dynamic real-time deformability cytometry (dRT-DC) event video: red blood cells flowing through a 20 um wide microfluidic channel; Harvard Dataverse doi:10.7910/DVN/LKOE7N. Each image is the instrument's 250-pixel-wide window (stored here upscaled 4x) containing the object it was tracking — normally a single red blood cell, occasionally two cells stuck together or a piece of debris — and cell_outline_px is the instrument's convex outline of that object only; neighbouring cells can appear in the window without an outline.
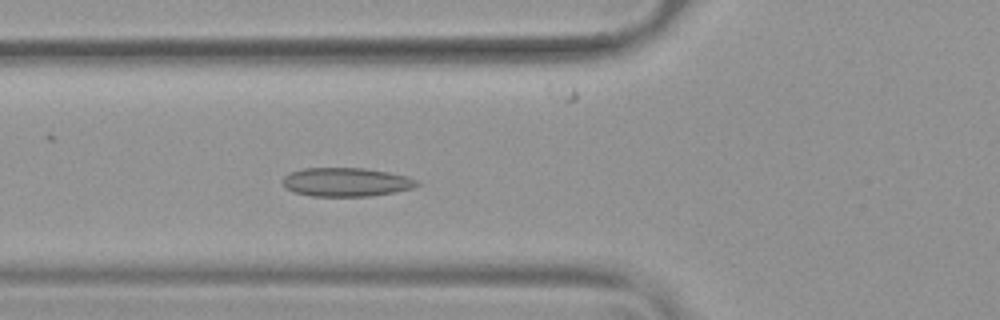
{"species": "common noctule bat (a hibernating species)", "species_latin": "Nyctalus noctula", "temperature_condition": "warm", "stored_images_in_passage": 40, "camera_frame_rate_fps": 3000, "um_per_image_px": 0.085, "animal": {"sex": "female", "body_mass_g": 19.9}, "frame": {"image": 1, "passage_image": 9, "time_ms": 2.667, "image_size_px": [1000, 320], "cell_outline_px": [[420, 184], [412, 188], [392, 192], [368, 196], [312, 196], [292, 192], [284, 188], [284, 176], [288, 172], [304, 168], [364, 168], [388, 172], [420, 180]], "centroid_in_image_um": [29.39, 15.47], "position_along_channel_um": 96.4, "area_um2": 22.48}}
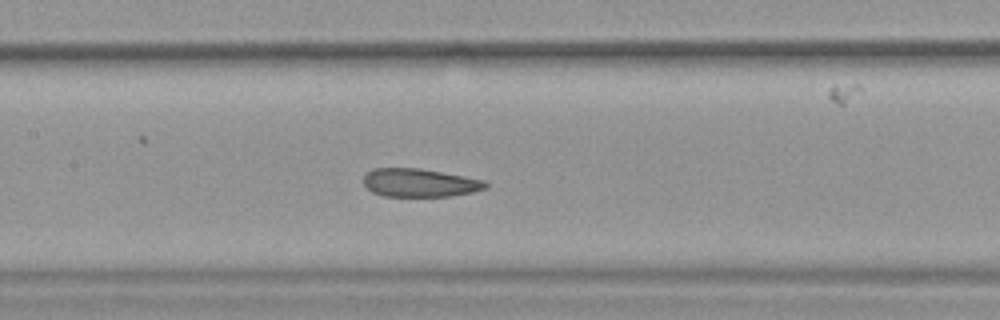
{"frame": {"image": 2, "passage_image": 15, "time_ms": 4.667, "image_size_px": [1000, 320], "cell_outline_px": [[488, 188], [472, 192], [452, 196], [384, 196], [372, 192], [364, 184], [364, 176], [372, 168], [420, 168], [464, 176], [484, 180], [488, 184]], "centroid_in_image_um": [35.69, 15.53], "position_along_channel_um": 171.7, "area_um2": 20.11}}
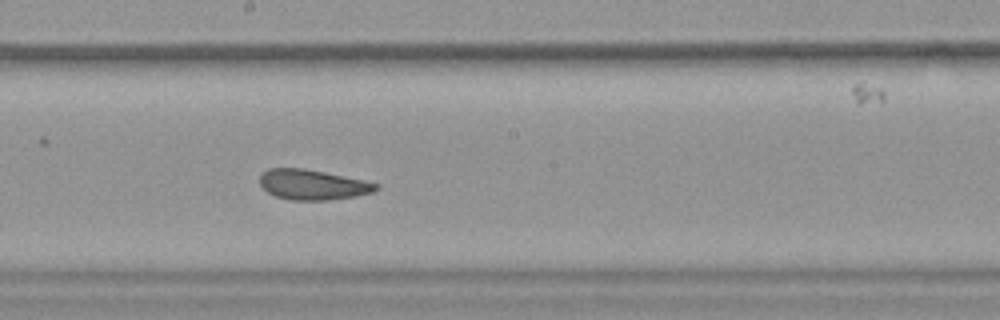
{"frame": {"image": 3, "passage_image": 19, "time_ms": 6.0, "image_size_px": [1000, 320], "cell_outline_px": [[380, 188], [372, 192], [356, 196], [328, 200], [292, 200], [276, 196], [268, 192], [260, 184], [260, 172], [268, 168], [304, 168], [364, 180], [380, 184]], "centroid_in_image_um": [26.58, 15.69], "position_along_channel_um": 221.6, "area_um2": 20.46}, "authors_computed_cell_mechanics": {"area_um2": 21.2415, "velocity_mm_per_s": 3.7688, "shape_relaxation_time_tau1_ms": null, "shape_relaxation_time_tau2_ms": 1.7981, "deformation_change_tau1": null, "deformation_change_tau2": 0.0812}}